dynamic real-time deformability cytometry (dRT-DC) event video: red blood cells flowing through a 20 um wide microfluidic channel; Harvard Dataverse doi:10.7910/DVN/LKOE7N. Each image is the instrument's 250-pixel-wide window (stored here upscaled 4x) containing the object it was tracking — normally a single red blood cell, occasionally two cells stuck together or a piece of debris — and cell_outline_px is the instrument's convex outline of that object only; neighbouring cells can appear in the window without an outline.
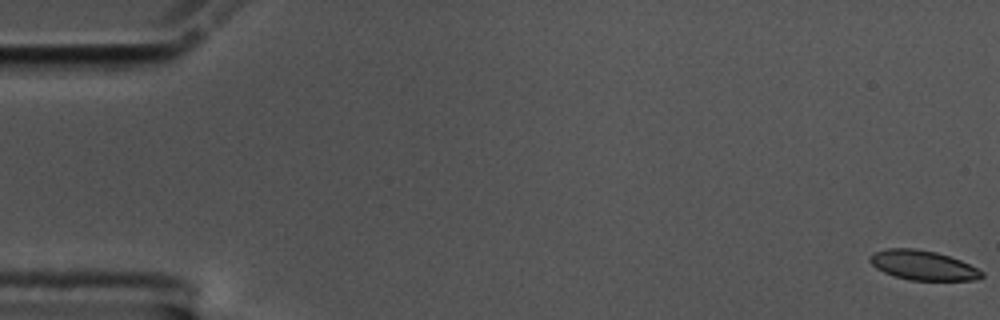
{"species": "common noctule bat (a hibernating species)", "species_latin": "Nyctalus noctula", "temperature_condition": "cold", "stored_images_in_passage": 58, "camera_frame_rate_fps": 3000, "um_per_image_px": 0.085, "animal": {"sex": "male", "body_mass_g": 17.5, "forearm_length_mm": 52.3}, "frame": {"image": 1, "passage_image": 1, "time_ms": 0.0, "image_size_px": [1000, 320], "cell_outline_px": [[984, 276], [976, 280], [908, 280], [884, 272], [876, 268], [868, 260], [868, 256], [876, 252], [888, 248], [916, 248], [936, 252], [960, 260], [984, 272]], "centroid_in_image_um": [78.44, 22.55], "position_along_channel_um": 6.6, "area_um2": 19.19}}
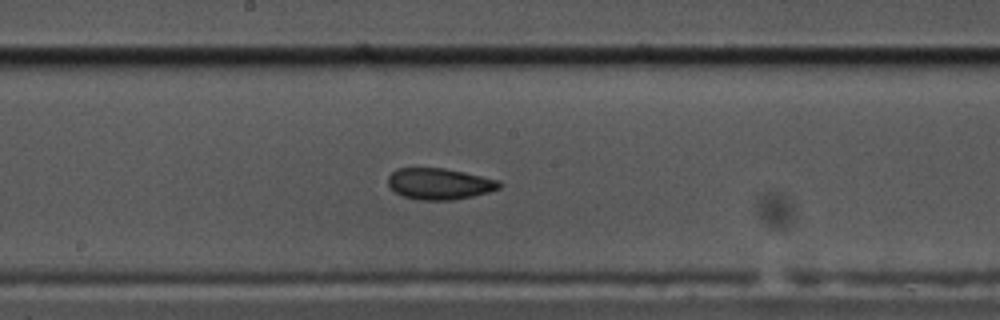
{"frame": {"image": 2, "passage_image": 31, "time_ms": 10.0, "image_size_px": [1000, 320], "cell_outline_px": [[504, 184], [500, 188], [488, 192], [472, 196], [452, 200], [420, 200], [404, 196], [396, 192], [388, 184], [388, 176], [396, 168], [444, 168], [464, 172], [500, 180]], "centroid_in_image_um": [37.38, 15.62], "position_along_channel_um": 210.8, "area_um2": 20.29}}
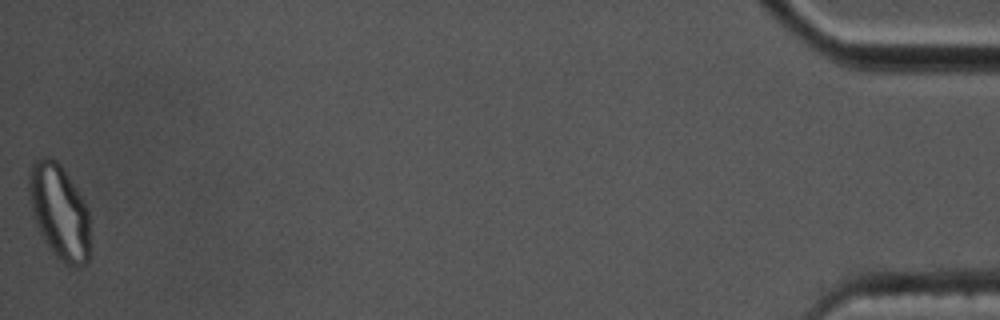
{"frame": {"image": 3, "passage_image": 58, "time_ms": 19.0, "image_size_px": [1000, 320], "cell_outline_px": [[88, 264], [76, 268], [72, 268], [64, 264], [56, 256], [44, 240], [32, 216], [28, 192], [28, 176], [32, 164], [40, 156], [52, 156], [60, 164], [84, 200], [88, 208]], "centroid_in_image_um": [5.02, 17.99], "position_along_channel_um": 430.2, "area_um2": 33.99}, "authors_computed_cell_mechanics": {"area_um2": 20.519, "velocity_mm_per_s": 3.5163, "shape_relaxation_time_tau1_ms": 6.7271, "shape_relaxation_time_tau2_ms": 2.7358, "deformation_change_tau1": 0.151, "deformation_change_tau2": 0.0623}}